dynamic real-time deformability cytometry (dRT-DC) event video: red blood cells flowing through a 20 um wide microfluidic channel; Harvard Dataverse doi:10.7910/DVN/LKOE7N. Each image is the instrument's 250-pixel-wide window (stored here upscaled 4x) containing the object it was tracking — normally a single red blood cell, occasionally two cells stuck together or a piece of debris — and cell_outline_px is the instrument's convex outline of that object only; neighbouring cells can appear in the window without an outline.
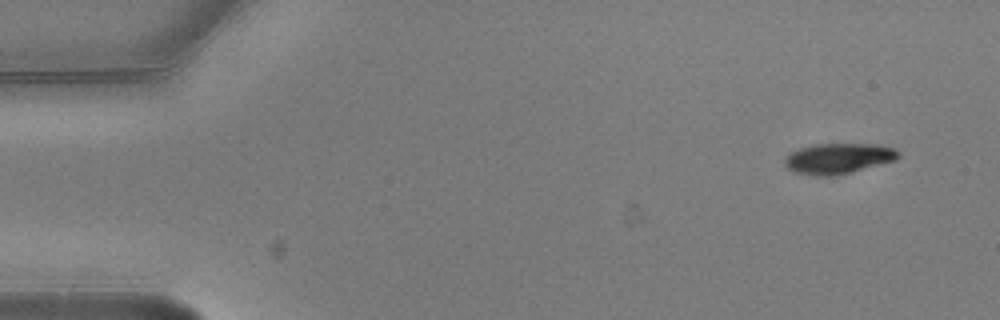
{"species": "common noctule bat (a hibernating species)", "species_latin": "Nyctalus noctula", "temperature_condition": "warm", "stored_images_in_passage": 5, "camera_frame_rate_fps": 3000, "um_per_image_px": 0.085, "animal": {"sex": "male", "body_mass_g": 20.5, "forearm_length_mm": 52.5}, "frame": {"image": 1, "passage_image": 1, "time_ms": 0.0, "image_size_px": [1000, 320], "cell_outline_px": [[900, 156], [896, 160], [852, 172], [836, 176], [816, 176], [796, 172], [788, 168], [784, 164], [784, 160], [792, 152], [800, 148], [816, 144], [880, 144], [892, 148], [900, 152]], "centroid_in_image_um": [71.29, 13.47], "position_along_channel_um": 13.7, "area_um2": 20.17}}
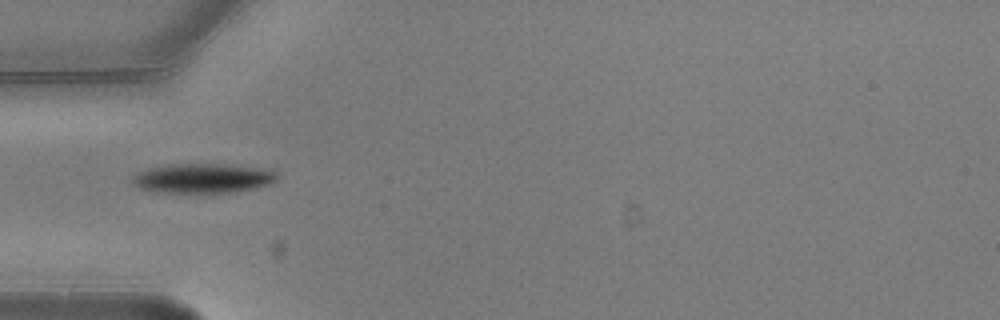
{"frame": {"image": 2, "passage_image": 5, "time_ms": 1.333, "image_size_px": [1000, 320], "cell_outline_px": [[276, 180], [272, 184], [252, 188], [228, 192], [156, 192], [140, 188], [132, 180], [132, 176], [136, 172], [148, 168], [168, 164], [224, 164], [272, 168], [276, 172]], "centroid_in_image_um": [17.27, 15.13], "position_along_channel_um": 67.7, "area_um2": 24.97}}